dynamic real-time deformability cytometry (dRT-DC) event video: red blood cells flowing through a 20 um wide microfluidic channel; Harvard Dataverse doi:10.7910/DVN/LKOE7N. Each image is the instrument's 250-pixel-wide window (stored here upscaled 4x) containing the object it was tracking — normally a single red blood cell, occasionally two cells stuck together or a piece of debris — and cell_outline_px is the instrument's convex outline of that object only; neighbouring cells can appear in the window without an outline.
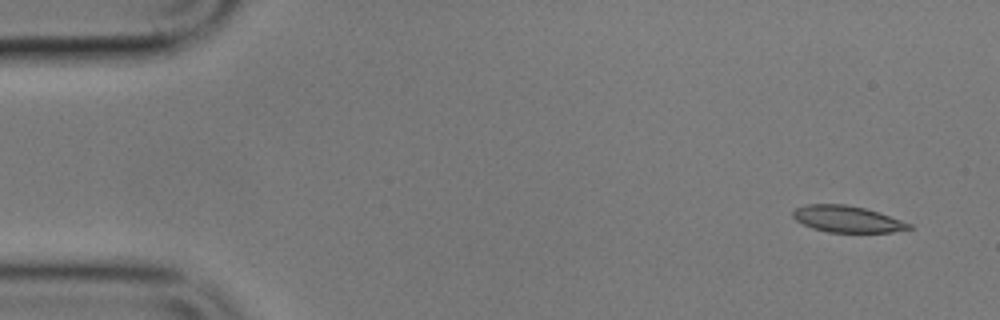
{"species": "common noctule bat (a hibernating species)", "species_latin": "Nyctalus noctula", "temperature_condition": "cold", "stored_images_in_passage": 5, "camera_frame_rate_fps": 3000, "um_per_image_px": 0.085, "animal": {"sex": "male", "body_mass_g": 17.9}, "frame": {"image": 1, "passage_image": 1, "time_ms": 0.0, "image_size_px": [1000, 320], "cell_outline_px": [[912, 228], [892, 232], [828, 232], [812, 228], [796, 220], [792, 216], [792, 212], [796, 208], [808, 204], [844, 204], [864, 208], [912, 224]], "centroid_in_image_um": [71.97, 18.62], "position_along_channel_um": 13.0, "area_um2": 17.63}}